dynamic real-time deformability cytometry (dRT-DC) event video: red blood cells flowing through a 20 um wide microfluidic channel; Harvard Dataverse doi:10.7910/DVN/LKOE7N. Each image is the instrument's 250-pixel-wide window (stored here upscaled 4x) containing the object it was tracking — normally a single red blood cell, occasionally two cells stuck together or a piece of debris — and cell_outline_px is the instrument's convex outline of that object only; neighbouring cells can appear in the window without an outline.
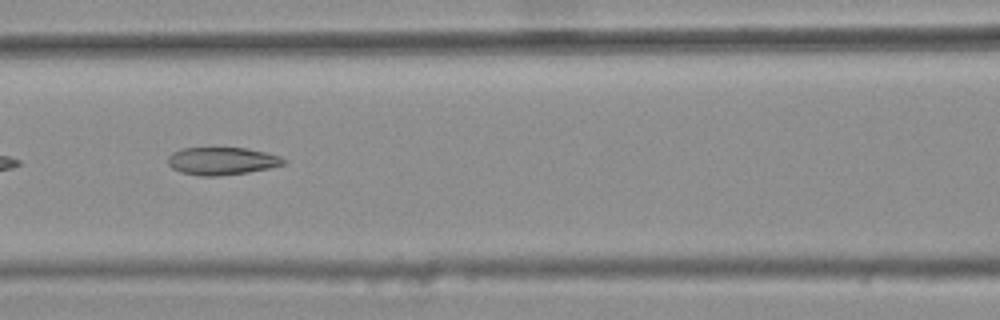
{"species": "common noctule bat (a hibernating species)", "species_latin": "Nyctalus noctula", "temperature_condition": "warm", "stored_images_in_passage": 8, "camera_frame_rate_fps": 3000, "um_per_image_px": 0.085, "animal": {"sex": "female", "body_mass_g": 25.1}, "frame": {"image": 1, "passage_image": 6, "time_ms": 1.667, "image_size_px": [1000, 320], "cell_outline_px": [[288, 160], [284, 164], [268, 168], [248, 172], [216, 176], [200, 176], [180, 172], [172, 168], [168, 164], [168, 156], [172, 152], [180, 148], [248, 148], [280, 156]], "centroid_in_image_um": [18.84, 13.68], "position_along_channel_um": 147.8, "area_um2": 18.67}}
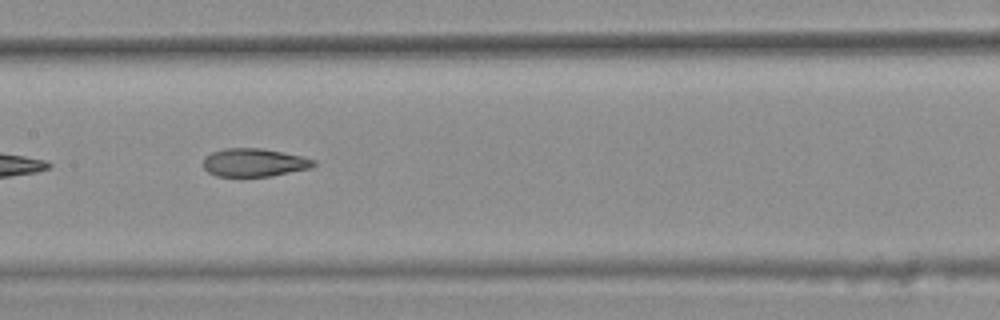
{"frame": {"image": 2, "passage_image": 7, "time_ms": 2.0, "image_size_px": [1000, 320], "cell_outline_px": [[316, 164], [312, 168], [272, 176], [216, 176], [208, 172], [204, 168], [204, 156], [212, 152], [224, 148], [264, 148], [300, 156], [316, 160]], "centroid_in_image_um": [21.61, 13.81], "position_along_channel_um": 185.8, "area_um2": 18.21}}
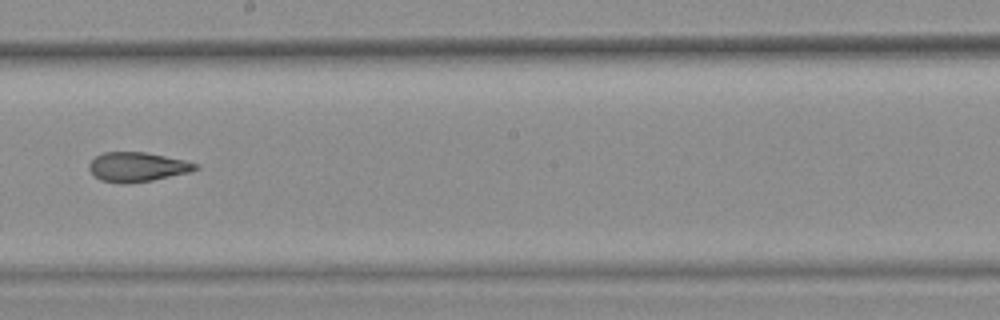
{"frame": {"image": 3, "passage_image": 8, "time_ms": 2.333, "image_size_px": [1000, 320], "cell_outline_px": [[200, 168], [192, 172], [152, 180], [124, 184], [100, 180], [88, 168], [88, 164], [96, 156], [104, 152], [144, 152], [184, 160], [200, 164]], "centroid_in_image_um": [11.71, 14.19], "position_along_channel_um": 236.5, "area_um2": 18.26}}